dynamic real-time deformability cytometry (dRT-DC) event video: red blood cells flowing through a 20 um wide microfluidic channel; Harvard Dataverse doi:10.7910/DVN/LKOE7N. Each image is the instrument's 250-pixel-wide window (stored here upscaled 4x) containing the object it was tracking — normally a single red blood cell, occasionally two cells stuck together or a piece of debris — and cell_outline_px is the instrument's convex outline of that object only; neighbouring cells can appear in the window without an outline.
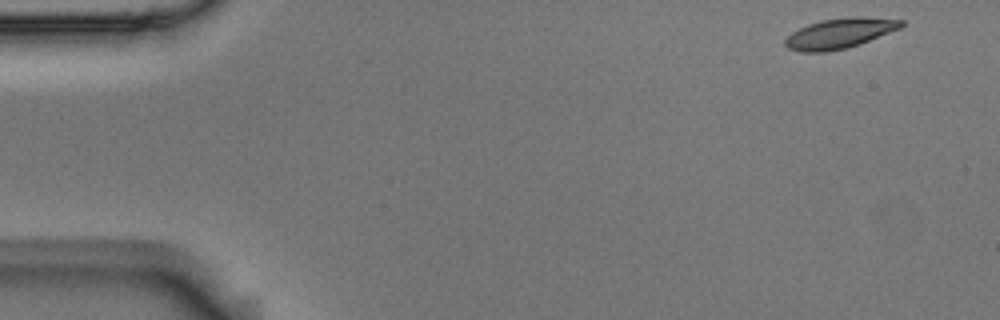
{"species": "Egyptian fruit bat (a non-hibernating species)", "species_latin": "Rousettus aegyptiacus", "temperature_condition": "room temperature", "stored_images_in_passage": 52, "camera_frame_rate_fps": 3000, "um_per_image_px": 0.085, "animal": {"sex": "male"}, "frame": {"image": 1, "passage_image": 1, "time_ms": 0.0, "image_size_px": [1000, 320], "cell_outline_px": [[904, 24], [900, 28], [860, 44], [848, 48], [824, 52], [800, 52], [788, 48], [784, 44], [784, 40], [792, 32], [808, 24], [820, 20], [852, 16], [864, 16], [904, 20]], "centroid_in_image_um": [71.38, 2.83], "position_along_channel_um": 13.6, "area_um2": 20.52}}
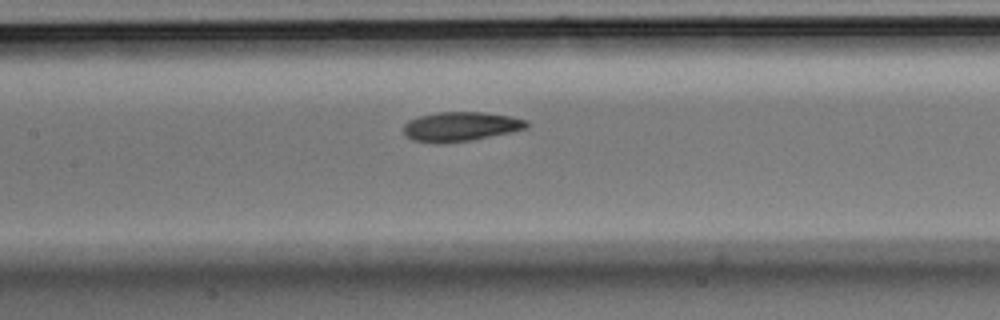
{"frame": {"image": 2, "passage_image": 23, "time_ms": 7.333, "image_size_px": [1000, 320], "cell_outline_px": [[528, 128], [512, 132], [472, 140], [444, 144], [436, 144], [412, 140], [404, 132], [404, 124], [408, 120], [420, 116], [436, 112], [484, 112], [508, 116], [528, 120]], "centroid_in_image_um": [39.15, 10.77], "position_along_channel_um": 168.2, "area_um2": 21.27}}
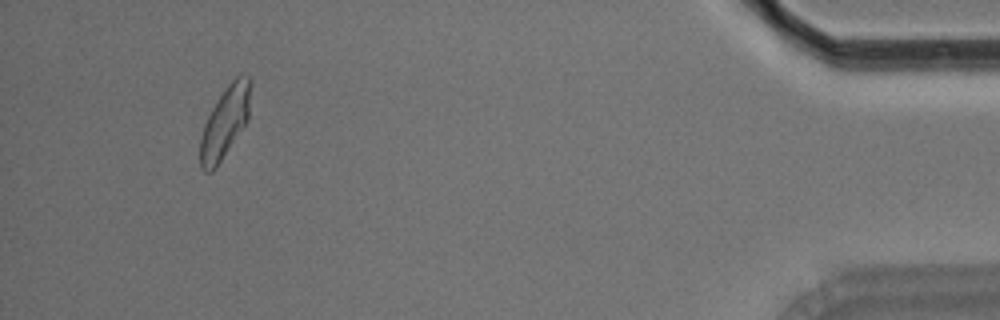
{"frame": {"image": 3, "passage_image": 49, "time_ms": 16.0, "image_size_px": [1000, 320], "cell_outline_px": [[252, 84], [248, 120], [216, 168], [212, 172], [204, 172], [200, 168], [200, 140], [204, 124], [212, 108], [224, 88], [236, 76], [248, 76], [252, 80]], "centroid_in_image_um": [19.13, 10.39], "position_along_channel_um": 416.1, "area_um2": 21.04}, "authors_computed_cell_mechanics": {"area_um2": 20.8947, "velocity_mm_per_s": 3.6468, "shape_relaxation_time_tau1_ms": 5.6348, "shape_relaxation_time_tau2_ms": 2.5378, "deformation_change_tau1": 0.1498, "deformation_change_tau2": 0.0837}}